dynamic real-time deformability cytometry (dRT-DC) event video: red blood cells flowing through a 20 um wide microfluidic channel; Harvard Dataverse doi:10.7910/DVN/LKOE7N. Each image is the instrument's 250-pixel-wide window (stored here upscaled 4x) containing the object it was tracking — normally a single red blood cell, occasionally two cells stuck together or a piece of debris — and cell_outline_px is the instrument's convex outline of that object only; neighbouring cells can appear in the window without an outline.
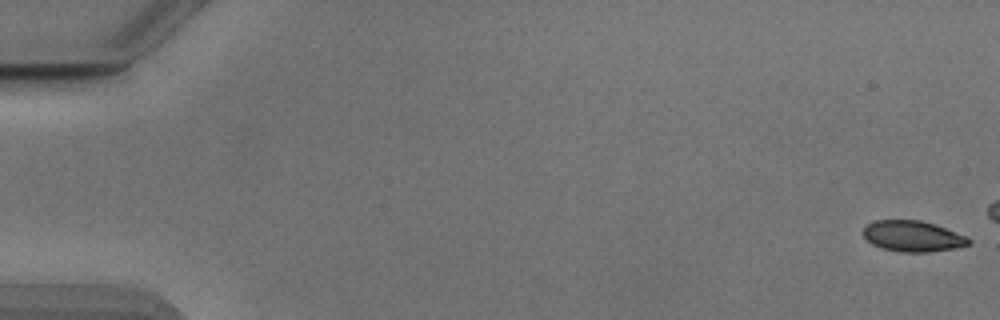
{"species": "Egyptian fruit bat (a non-hibernating species)", "species_latin": "Rousettus aegyptiacus", "temperature_condition": "cold", "stored_images_in_passage": 16, "camera_frame_rate_fps": 3000, "um_per_image_px": 0.085, "animal": {"sex": "male"}, "frame": {"image": 1, "passage_image": 1, "time_ms": 0.0, "image_size_px": [1000, 320], "cell_outline_px": [[972, 244], [956, 248], [928, 252], [900, 252], [884, 248], [872, 244], [860, 232], [872, 220], [920, 220], [936, 224], [964, 236], [972, 240]], "centroid_in_image_um": [77.58, 20.07], "position_along_channel_um": 7.4, "area_um2": 19.02}}